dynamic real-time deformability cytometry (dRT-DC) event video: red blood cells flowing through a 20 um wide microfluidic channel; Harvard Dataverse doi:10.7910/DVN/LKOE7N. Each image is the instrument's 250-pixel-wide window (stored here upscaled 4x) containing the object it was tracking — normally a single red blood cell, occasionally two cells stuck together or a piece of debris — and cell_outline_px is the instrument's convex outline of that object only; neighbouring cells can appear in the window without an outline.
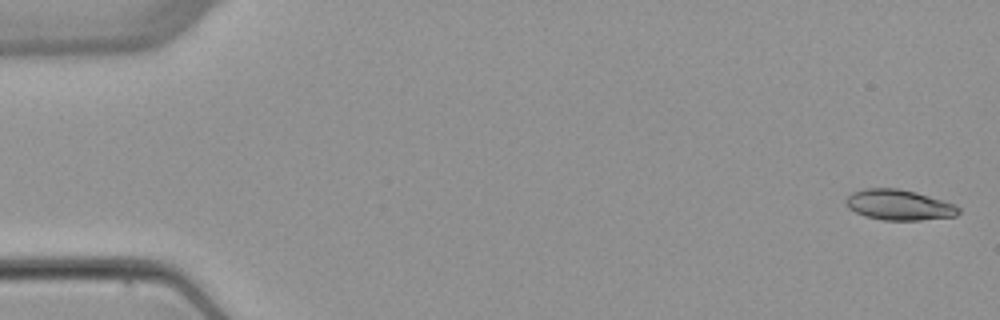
{"species": "common noctule bat (a hibernating species)", "species_latin": "Nyctalus noctula", "temperature_condition": "warm", "stored_images_in_passage": 6, "camera_frame_rate_fps": 3000, "um_per_image_px": 0.085, "animal": {"sex": "female", "body_mass_g": 22.7, "forearm_length_mm": 54.2}, "frame": {"image": 1, "passage_image": 1, "time_ms": 0.0, "image_size_px": [1000, 320], "cell_outline_px": [[960, 212], [956, 216], [920, 220], [884, 220], [864, 216], [848, 208], [844, 204], [844, 200], [852, 192], [864, 188], [896, 188], [916, 192], [956, 204], [960, 208]], "centroid_in_image_um": [76.4, 17.41], "position_along_channel_um": 8.6, "area_um2": 20.17}}
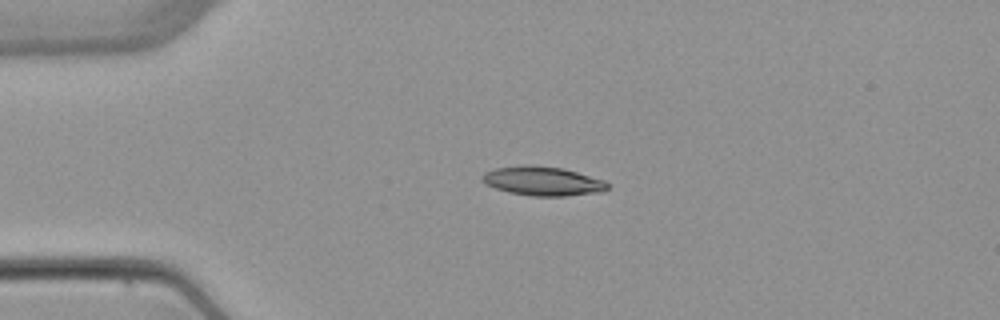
{"frame": {"image": 2, "passage_image": 4, "time_ms": 3.667, "image_size_px": [1000, 320], "cell_outline_px": [[608, 188], [600, 192], [564, 196], [532, 196], [508, 192], [484, 184], [480, 180], [480, 176], [484, 172], [496, 168], [528, 164], [564, 168], [604, 180], [608, 184]], "centroid_in_image_um": [46.08, 15.38], "position_along_channel_um": 38.9, "area_um2": 21.39}}
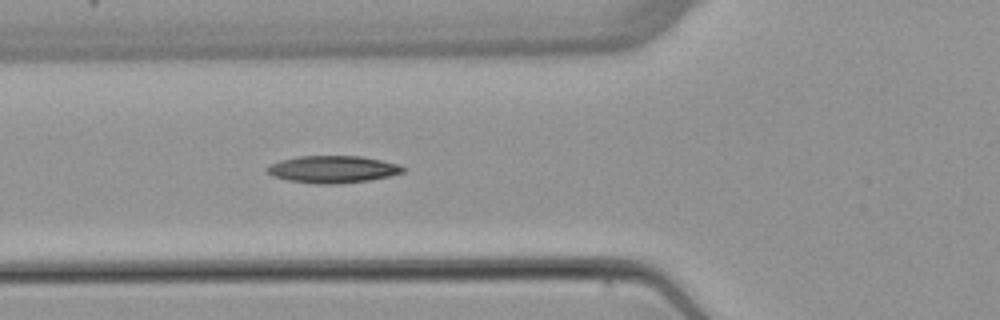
{"frame": {"image": 3, "passage_image": 6, "time_ms": 6.0, "image_size_px": [1000, 320], "cell_outline_px": [[404, 172], [388, 176], [368, 180], [336, 184], [316, 184], [288, 180], [272, 176], [264, 168], [280, 160], [300, 156], [360, 156], [400, 164], [404, 168]], "centroid_in_image_um": [28.26, 14.39], "position_along_channel_um": 97.5, "area_um2": 21.39}}